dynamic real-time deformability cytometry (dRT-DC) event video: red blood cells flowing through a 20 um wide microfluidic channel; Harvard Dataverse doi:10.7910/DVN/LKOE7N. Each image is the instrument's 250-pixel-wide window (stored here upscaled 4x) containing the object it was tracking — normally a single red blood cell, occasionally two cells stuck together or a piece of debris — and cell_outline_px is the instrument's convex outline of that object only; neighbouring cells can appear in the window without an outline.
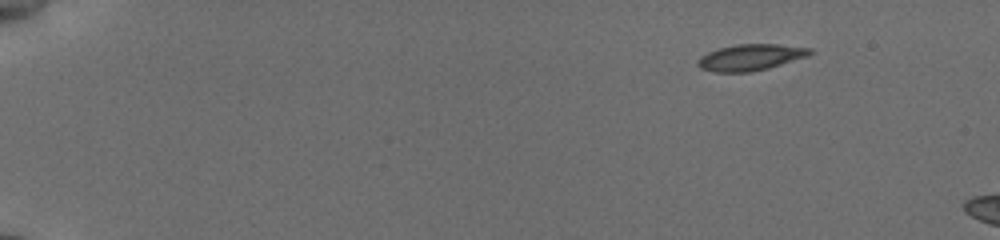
{"species": "common noctule bat (a hibernating species)", "species_latin": "Nyctalus noctula", "temperature_condition": "cold", "stored_images_in_passage": 8, "camera_frame_rate_fps": 3000, "um_per_image_px": 0.085, "animal": {"sex": "female", "body_mass_g": 19.5, "forearm_length_mm": 54.1}, "frame": {"image": 1, "passage_image": 1, "time_ms": 0.0, "image_size_px": [1000, 240], "cell_outline_px": [[816, 52], [808, 56], [768, 68], [748, 72], [716, 72], [700, 68], [696, 64], [696, 60], [700, 56], [708, 52], [720, 48], [736, 44], [776, 44], [812, 48]], "centroid_in_image_um": [63.81, 4.87], "position_along_channel_um": 21.2, "area_um2": 17.22}}